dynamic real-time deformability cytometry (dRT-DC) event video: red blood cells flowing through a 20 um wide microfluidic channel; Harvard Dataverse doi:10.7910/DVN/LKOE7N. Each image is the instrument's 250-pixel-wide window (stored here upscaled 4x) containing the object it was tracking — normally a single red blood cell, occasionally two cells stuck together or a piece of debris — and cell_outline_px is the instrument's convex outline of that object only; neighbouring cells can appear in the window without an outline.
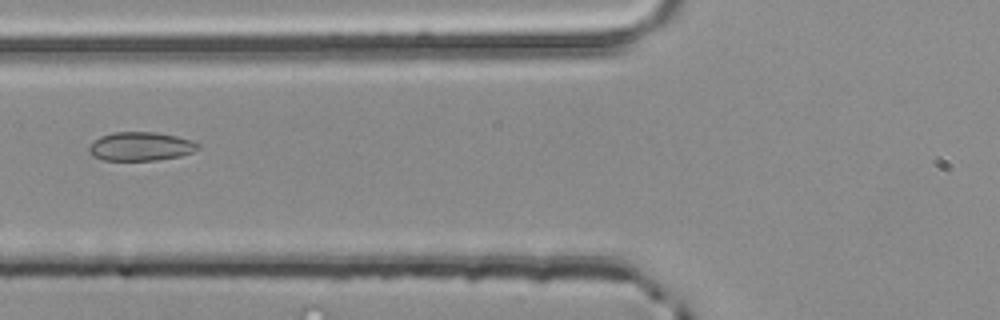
{"species": "common noctule bat (a hibernating species)", "species_latin": "Nyctalus noctula", "temperature_condition": "room temperature", "stored_images_in_passage": 2, "camera_frame_rate_fps": 3000, "um_per_image_px": 0.085, "animal": {"sex": "male", "body_mass_g": 20.4}, "frame": {"image": 1, "passage_image": 2, "time_ms": 0.333, "image_size_px": [1000, 320], "cell_outline_px": [[200, 148], [192, 152], [180, 156], [156, 160], [104, 160], [92, 156], [88, 152], [88, 148], [100, 136], [112, 132], [156, 132], [176, 136], [192, 140], [200, 144]], "centroid_in_image_um": [11.97, 12.44], "position_along_channel_um": 113.8, "area_um2": 18.26}}